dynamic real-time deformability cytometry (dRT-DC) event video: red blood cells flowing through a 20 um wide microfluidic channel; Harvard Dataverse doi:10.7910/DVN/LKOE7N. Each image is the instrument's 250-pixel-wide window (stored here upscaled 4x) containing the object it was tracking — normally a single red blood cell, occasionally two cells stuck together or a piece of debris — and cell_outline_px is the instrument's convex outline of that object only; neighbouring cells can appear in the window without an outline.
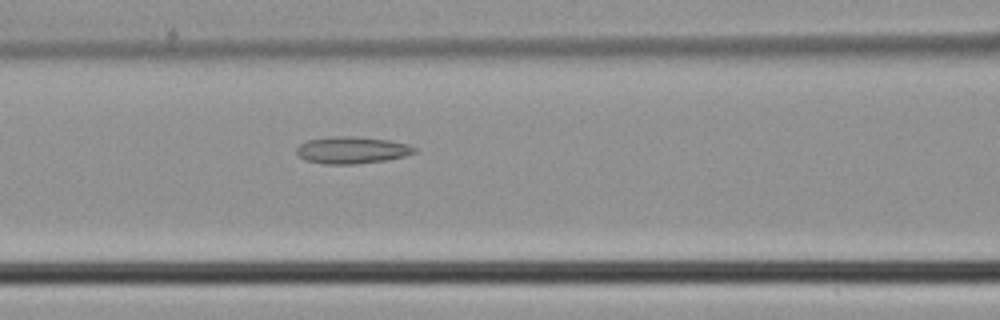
{"species": "common noctule bat (a hibernating species)", "species_latin": "Nyctalus noctula", "temperature_condition": "cold", "stored_images_in_passage": 40, "camera_frame_rate_fps": 3000, "um_per_image_px": 0.085, "animal": {"sex": "male", "body_mass_g": 21.5, "forearm_length_mm": 52.0}, "frame": {"image": 1, "passage_image": 14, "time_ms": 4.333, "image_size_px": [1000, 320], "cell_outline_px": [[416, 152], [404, 156], [384, 160], [352, 164], [328, 164], [304, 160], [296, 152], [296, 148], [300, 144], [308, 140], [328, 136], [352, 136], [388, 140], [408, 144], [416, 148]], "centroid_in_image_um": [29.89, 12.75], "position_along_channel_um": 136.7, "area_um2": 18.38}}
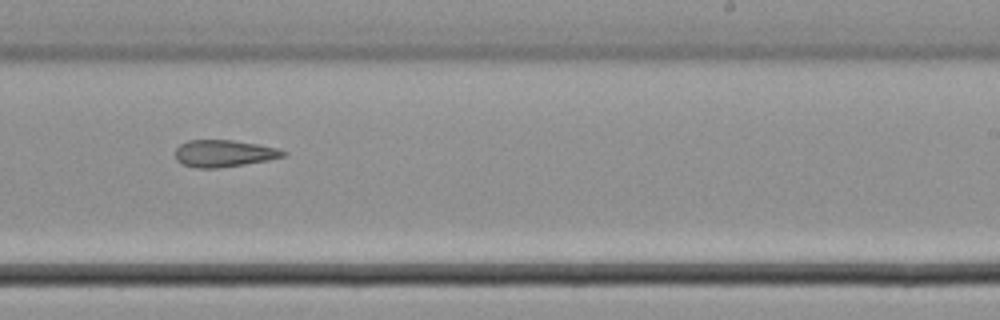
{"frame": {"image": 2, "passage_image": 23, "time_ms": 7.333, "image_size_px": [1000, 320], "cell_outline_px": [[288, 152], [284, 156], [268, 160], [244, 164], [216, 168], [196, 168], [180, 164], [176, 160], [176, 148], [180, 144], [188, 140], [232, 140], [256, 144], [276, 148]], "centroid_in_image_um": [18.99, 13.04], "position_along_channel_um": 270.0, "area_um2": 16.88}}
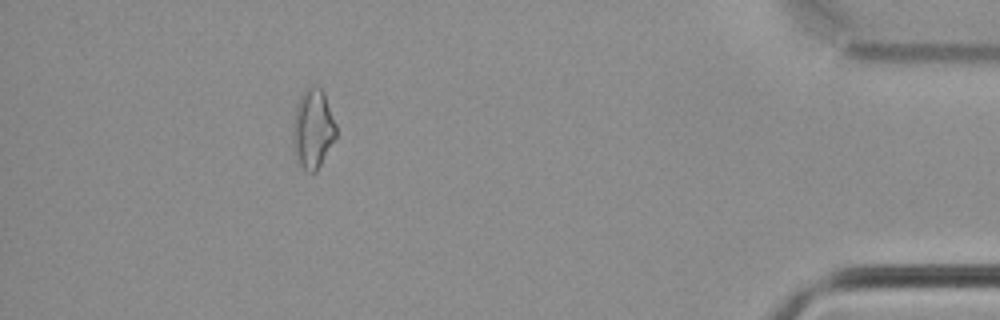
{"frame": {"image": 3, "passage_image": 36, "time_ms": 11.667, "image_size_px": [1000, 320], "cell_outline_px": [[336, 136], [316, 172], [304, 172], [296, 160], [292, 144], [292, 128], [296, 104], [304, 88], [308, 84], [316, 84], [324, 92], [336, 124]], "centroid_in_image_um": [26.56, 10.92], "position_along_channel_um": 408.6, "area_um2": 20.46}}